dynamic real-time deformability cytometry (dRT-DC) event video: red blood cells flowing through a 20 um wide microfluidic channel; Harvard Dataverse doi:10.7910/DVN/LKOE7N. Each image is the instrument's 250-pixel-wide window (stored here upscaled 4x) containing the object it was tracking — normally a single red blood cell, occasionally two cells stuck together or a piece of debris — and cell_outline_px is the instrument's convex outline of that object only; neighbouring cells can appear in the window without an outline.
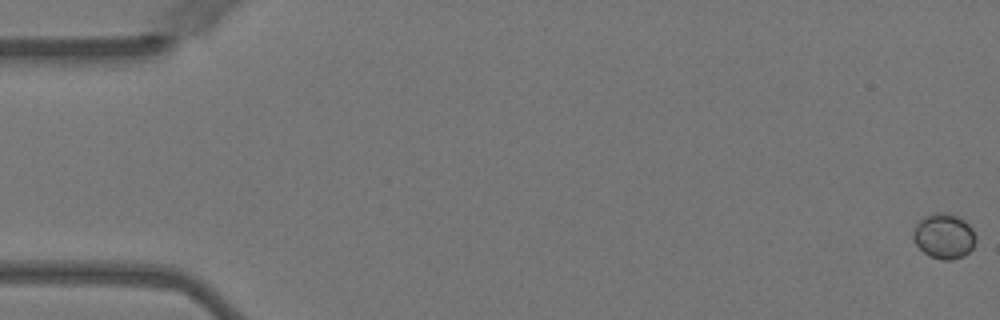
{"species": "Egyptian fruit bat (a non-hibernating species)", "species_latin": "Rousettus aegyptiacus", "temperature_condition": "warm", "stored_images_in_passage": 58, "camera_frame_rate_fps": 3000, "um_per_image_px": 0.085, "animal": {"sex": "female"}, "frame": {"image": 1, "passage_image": 1, "time_ms": 0.0, "image_size_px": [1000, 320], "cell_outline_px": [[976, 240], [972, 248], [964, 256], [952, 260], [944, 260], [932, 256], [924, 252], [916, 244], [912, 236], [912, 232], [916, 224], [924, 216], [932, 212], [948, 212], [964, 220], [972, 228], [976, 236]], "centroid_in_image_um": [80.24, 20.05], "position_along_channel_um": 4.8, "area_um2": 16.53}}
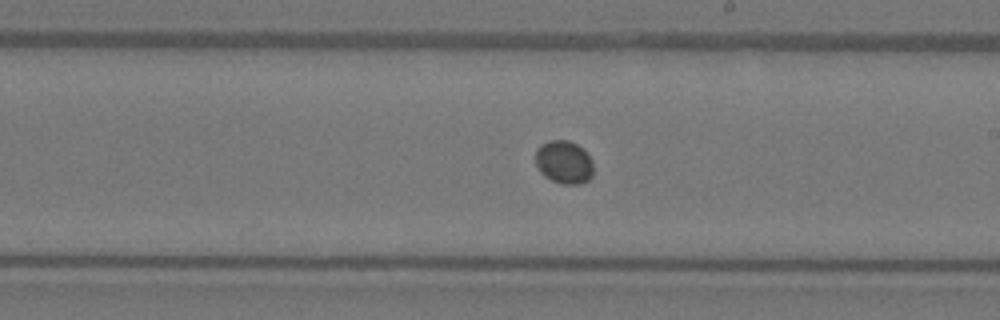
{"frame": {"image": 2, "passage_image": 34, "time_ms": 11.0, "image_size_px": [1000, 320], "cell_outline_px": [[592, 176], [588, 180], [580, 184], [564, 184], [552, 180], [544, 176], [540, 172], [536, 164], [536, 148], [540, 144], [548, 140], [568, 140], [576, 144], [592, 160]], "centroid_in_image_um": [47.91, 13.78], "position_along_channel_um": 241.1, "area_um2": 14.45}}
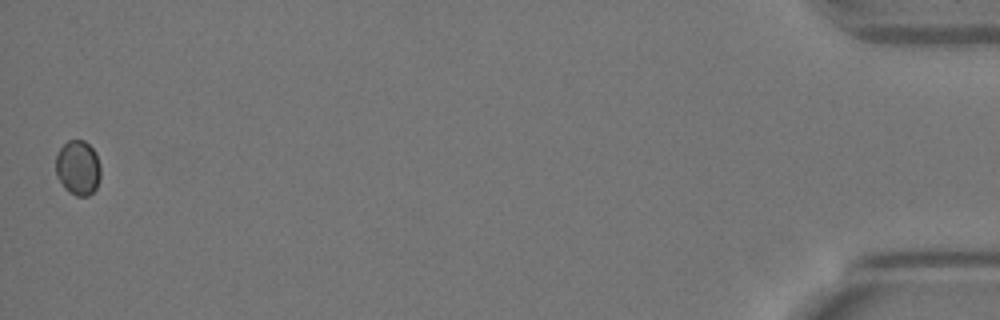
{"frame": {"image": 3, "passage_image": 58, "time_ms": 19.0, "image_size_px": [1000, 320], "cell_outline_px": [[100, 176], [96, 188], [88, 196], [76, 196], [68, 192], [64, 188], [56, 176], [56, 156], [60, 148], [68, 140], [84, 140], [96, 152], [100, 164]], "centroid_in_image_um": [6.62, 14.26], "position_along_channel_um": 428.6, "area_um2": 14.45}}